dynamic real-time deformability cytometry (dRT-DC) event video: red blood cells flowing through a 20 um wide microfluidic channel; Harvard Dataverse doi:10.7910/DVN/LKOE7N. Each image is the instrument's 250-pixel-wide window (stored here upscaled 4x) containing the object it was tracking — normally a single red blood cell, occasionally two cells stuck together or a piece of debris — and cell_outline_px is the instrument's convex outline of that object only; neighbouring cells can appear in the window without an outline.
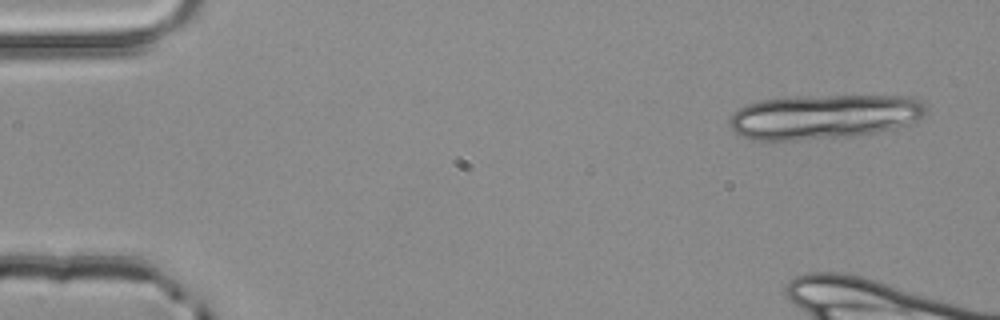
{"species": "common noctule bat (a hibernating species)", "species_latin": "Nyctalus noctula", "temperature_condition": "room temperature", "stored_images_in_passage": 4, "camera_frame_rate_fps": 3000, "um_per_image_px": 0.085, "animal": {"sex": "male", "body_mass_g": 20.4}, "frame": {"image": 1, "passage_image": 1, "time_ms": 0.0, "image_size_px": [1000, 320], "cell_outline_px": [[928, 108], [924, 116], [912, 124], [876, 132], [852, 136], [800, 140], [748, 140], [732, 132], [728, 124], [728, 120], [740, 108], [748, 104], [760, 100], [792, 96], [912, 96], [924, 100]], "centroid_in_image_um": [70.06, 9.92], "position_along_channel_um": 14.9, "area_um2": 51.79}}